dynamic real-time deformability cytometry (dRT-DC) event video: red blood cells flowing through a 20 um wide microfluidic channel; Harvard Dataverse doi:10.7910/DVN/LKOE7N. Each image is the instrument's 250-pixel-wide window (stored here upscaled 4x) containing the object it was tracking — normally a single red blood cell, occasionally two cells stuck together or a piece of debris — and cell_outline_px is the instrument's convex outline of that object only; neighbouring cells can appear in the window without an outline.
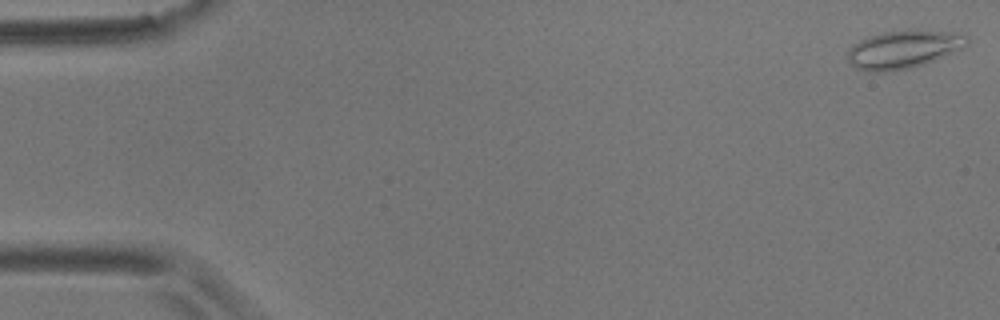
{"species": "common noctule bat (a hibernating species)", "species_latin": "Nyctalus noctula", "temperature_condition": "room temperature", "stored_images_in_passage": 10, "camera_frame_rate_fps": 3000, "um_per_image_px": 0.085, "animal": {"sex": "male", "body_mass_g": 17.9}, "frame": {"image": 1, "passage_image": 1, "time_ms": 0.0, "image_size_px": [1000, 320], "cell_outline_px": [[968, 44], [964, 48], [924, 64], [908, 68], [888, 72], [868, 72], [856, 68], [848, 60], [848, 52], [852, 44], [868, 36], [880, 32], [948, 32], [968, 36]], "centroid_in_image_um": [76.75, 4.23], "position_along_channel_um": 8.3, "area_um2": 25.84}}